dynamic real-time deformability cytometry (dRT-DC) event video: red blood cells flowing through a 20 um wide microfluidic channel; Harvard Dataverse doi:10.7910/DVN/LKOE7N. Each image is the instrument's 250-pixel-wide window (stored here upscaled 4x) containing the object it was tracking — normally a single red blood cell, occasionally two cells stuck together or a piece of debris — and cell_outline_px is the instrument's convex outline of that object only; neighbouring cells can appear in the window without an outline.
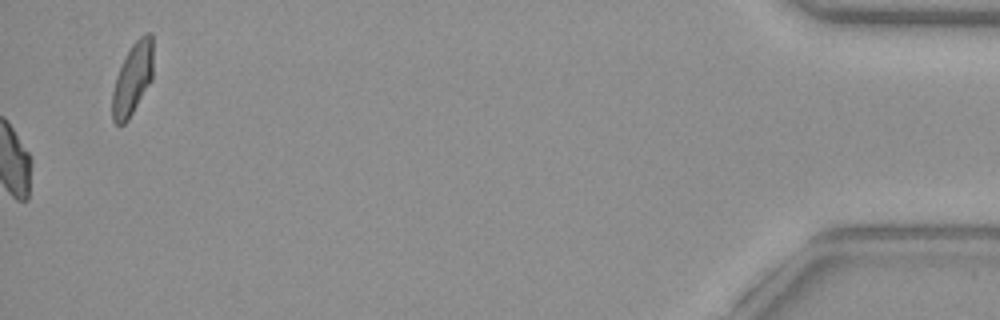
{"species": "common noctule bat (a hibernating species)", "species_latin": "Nyctalus noctula", "temperature_condition": "warm", "stored_images_in_passage": 39, "camera_frame_rate_fps": 3000, "um_per_image_px": 0.085, "animal": {"sex": "female", "body_mass_g": 29.2, "forearm_length_mm": 56.3}, "frame": {"image": 1, "passage_image": 39, "time_ms": 12.667, "image_size_px": [1000, 320], "cell_outline_px": [[152, 80], [128, 120], [124, 124], [116, 124], [112, 120], [112, 92], [116, 76], [132, 44], [144, 32], [152, 32]], "centroid_in_image_um": [11.27, 6.71], "position_along_channel_um": 423.9, "area_um2": 17.05}, "authors_computed_cell_mechanics": {"area_um2": 18.5538, "velocity_mm_per_s": 3.9939, "shape_relaxation_time_tau1_ms": null, "shape_relaxation_time_tau2_ms": 2.4911, "deformation_change_tau1": null, "deformation_change_tau2": 0.0591}}